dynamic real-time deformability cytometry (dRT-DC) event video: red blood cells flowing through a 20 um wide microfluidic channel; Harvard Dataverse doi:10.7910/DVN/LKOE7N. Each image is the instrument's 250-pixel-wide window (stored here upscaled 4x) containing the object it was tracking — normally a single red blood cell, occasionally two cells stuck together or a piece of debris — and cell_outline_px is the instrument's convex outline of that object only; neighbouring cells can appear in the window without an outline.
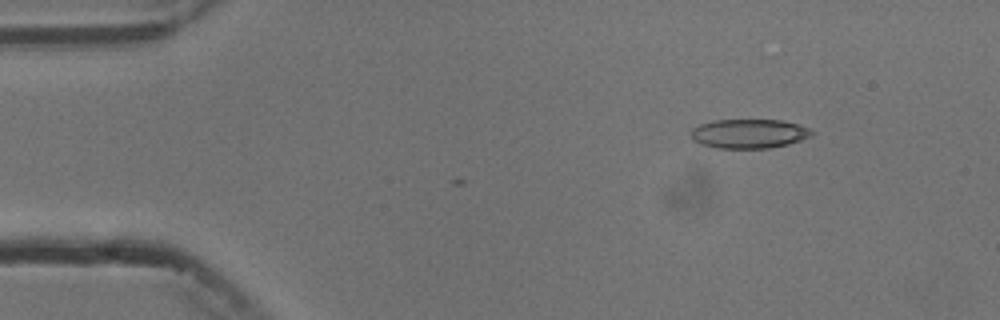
{"species": "common noctule bat (a hibernating species)", "species_latin": "Nyctalus noctula", "temperature_condition": "cold", "stored_images_in_passage": 6, "camera_frame_rate_fps": 3000, "um_per_image_px": 0.085, "animal": {"sex": "male", "body_mass_g": 13.3}, "frame": {"image": 1, "passage_image": 6, "time_ms": 5.667, "image_size_px": [1000, 320], "cell_outline_px": [[816, 132], [812, 136], [788, 144], [768, 148], [716, 148], [700, 144], [692, 140], [692, 128], [700, 124], [716, 120], [780, 120], [796, 124], [808, 128]], "centroid_in_image_um": [63.66, 11.36], "position_along_channel_um": 21.3, "area_um2": 20.52}}